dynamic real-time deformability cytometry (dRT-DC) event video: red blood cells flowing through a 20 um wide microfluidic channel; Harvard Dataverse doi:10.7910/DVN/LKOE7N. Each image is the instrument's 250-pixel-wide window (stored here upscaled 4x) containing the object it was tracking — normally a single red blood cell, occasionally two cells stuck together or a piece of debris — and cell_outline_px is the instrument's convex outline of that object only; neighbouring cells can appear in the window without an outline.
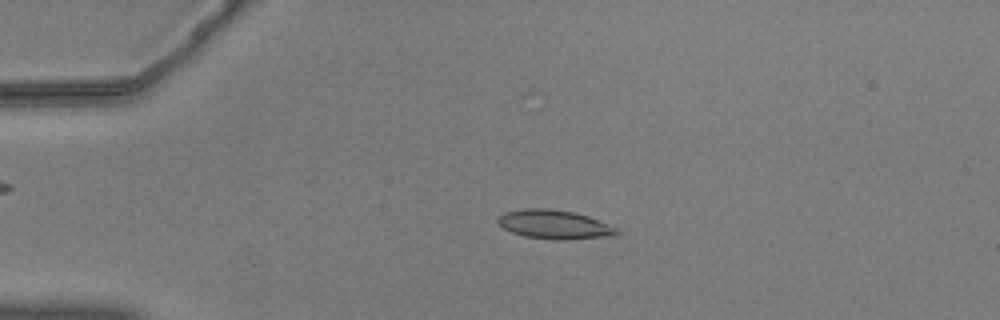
{"species": "common noctule bat (a hibernating species)", "species_latin": "Nyctalus noctula", "temperature_condition": "warm", "stored_images_in_passage": 46, "camera_frame_rate_fps": 3000, "um_per_image_px": 0.085, "animal": {"sex": "male", "body_mass_g": 20.5, "forearm_length_mm": 52.5}, "frame": {"image": 1, "passage_image": 3, "time_ms": 0.667, "image_size_px": [1000, 320], "cell_outline_px": [[620, 232], [612, 236], [568, 240], [556, 240], [524, 236], [512, 232], [504, 228], [496, 220], [504, 212], [524, 208], [548, 208], [572, 212], [588, 216], [616, 228]], "centroid_in_image_um": [47.11, 19.08], "position_along_channel_um": 37.9, "area_um2": 19.94}}
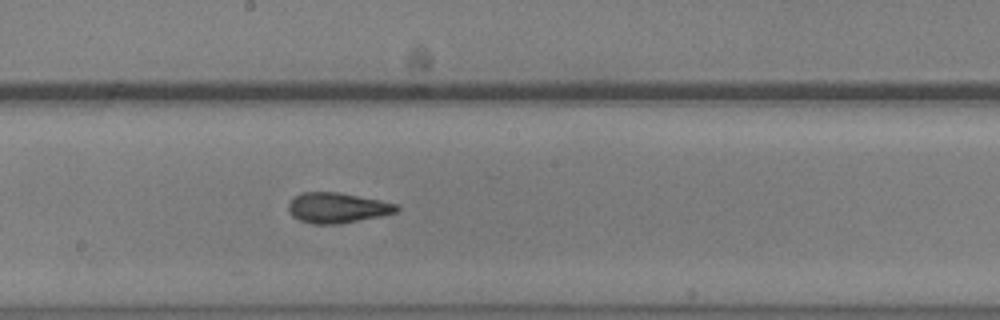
{"frame": {"image": 2, "passage_image": 21, "time_ms": 6.667, "image_size_px": [1000, 320], "cell_outline_px": [[400, 208], [396, 212], [380, 216], [340, 224], [312, 224], [300, 220], [292, 216], [288, 208], [288, 204], [300, 192], [340, 192], [400, 204]], "centroid_in_image_um": [28.69, 17.66], "position_along_channel_um": 219.5, "area_um2": 19.19}}
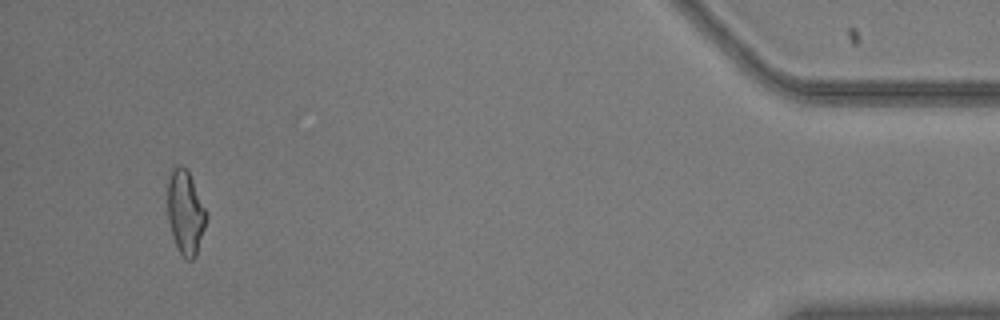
{"frame": {"image": 3, "passage_image": 43, "time_ms": 14.0, "image_size_px": [1000, 320], "cell_outline_px": [[208, 216], [196, 256], [192, 260], [188, 260], [180, 252], [172, 236], [168, 220], [168, 176], [172, 168], [180, 164], [188, 172], [208, 212]], "centroid_in_image_um": [15.77, 18.05], "position_along_channel_um": 419.4, "area_um2": 18.9}, "authors_computed_cell_mechanics": {"area_um2": 19.1896, "velocity_mm_per_s": 3.6617, "shape_relaxation_time_tau1_ms": 5.048, "shape_relaxation_time_tau2_ms": 1.7574, "deformation_change_tau1": 0.1931, "deformation_change_tau2": 0.1056}}